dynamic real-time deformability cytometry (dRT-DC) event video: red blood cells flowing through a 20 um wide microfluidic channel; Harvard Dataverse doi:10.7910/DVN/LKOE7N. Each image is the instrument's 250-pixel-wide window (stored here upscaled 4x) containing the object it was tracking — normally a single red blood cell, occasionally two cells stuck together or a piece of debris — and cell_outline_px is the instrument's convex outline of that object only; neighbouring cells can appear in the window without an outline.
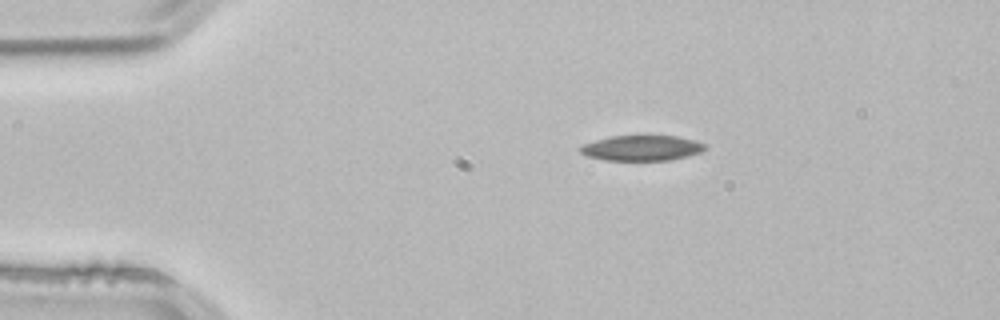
{"species": "common noctule bat (a hibernating species)", "species_latin": "Nyctalus noctula", "temperature_condition": "room temperature", "stored_images_in_passage": 2, "camera_frame_rate_fps": 3000, "um_per_image_px": 0.085, "animal": {"sex": "male", "body_mass_g": 21.5, "forearm_length_mm": 52.0}, "frame": {"image": 1, "passage_image": 1, "time_ms": 0.0, "image_size_px": [1000, 320], "cell_outline_px": [[704, 148], [700, 152], [688, 156], [668, 160], [604, 160], [588, 156], [580, 152], [580, 148], [584, 144], [596, 140], [612, 136], [676, 136], [692, 140], [704, 144]], "centroid_in_image_um": [54.52, 12.58], "position_along_channel_um": 30.5, "area_um2": 18.03}}